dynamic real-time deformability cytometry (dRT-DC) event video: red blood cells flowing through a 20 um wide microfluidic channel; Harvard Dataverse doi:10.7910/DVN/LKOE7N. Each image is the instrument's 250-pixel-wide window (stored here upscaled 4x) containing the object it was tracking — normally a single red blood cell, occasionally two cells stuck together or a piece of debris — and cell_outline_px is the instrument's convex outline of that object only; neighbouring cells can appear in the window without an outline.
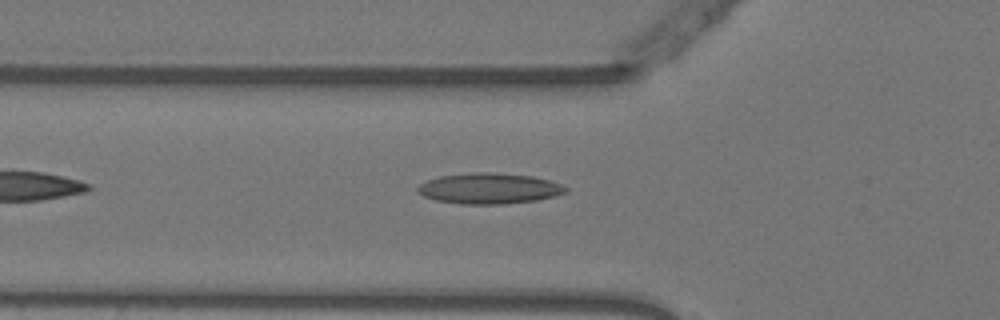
{"species": "Egyptian fruit bat (a non-hibernating species)", "species_latin": "Rousettus aegyptiacus", "temperature_condition": "warm", "stored_images_in_passage": 32, "camera_frame_rate_fps": 3000, "um_per_image_px": 0.085, "animal": {"sex": "female"}, "frame": {"image": 1, "passage_image": 3, "time_ms": 0.667, "image_size_px": [1000, 320], "cell_outline_px": [[568, 192], [556, 196], [536, 200], [504, 204], [460, 204], [436, 200], [424, 196], [416, 192], [416, 188], [420, 184], [428, 180], [440, 176], [480, 172], [488, 172], [532, 176], [548, 180], [560, 184], [568, 188]], "centroid_in_image_um": [41.58, 16.03], "position_along_channel_um": 84.2, "area_um2": 26.41}}
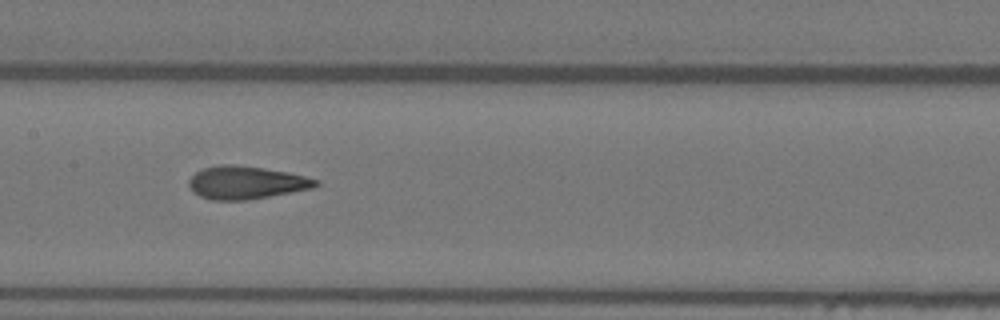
{"frame": {"image": 2, "passage_image": 11, "time_ms": 3.333, "image_size_px": [1000, 320], "cell_outline_px": [[320, 184], [312, 188], [292, 192], [244, 200], [212, 200], [200, 196], [192, 192], [188, 184], [188, 180], [196, 172], [204, 168], [220, 164], [232, 164], [264, 168], [288, 172], [320, 180]], "centroid_in_image_um": [20.91, 15.51], "position_along_channel_um": 186.5, "area_um2": 24.28}}
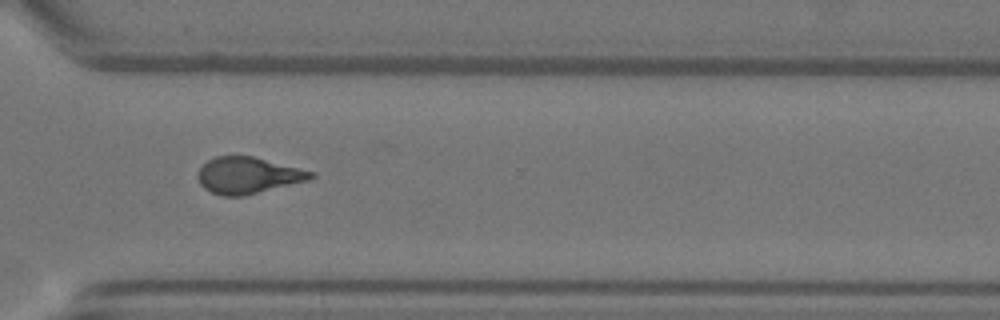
{"frame": {"image": 3, "passage_image": 24, "time_ms": 7.667, "image_size_px": [1000, 320], "cell_outline_px": [[316, 176], [308, 180], [244, 196], [220, 196], [204, 188], [200, 184], [196, 176], [200, 168], [208, 160], [216, 156], [252, 156], [316, 172]], "centroid_in_image_um": [21.07, 14.91], "position_along_channel_um": 349.5, "area_um2": 23.99}, "authors_computed_cell_mechanics": {"area_um2": 24.0159, "velocity_mm_per_s": 3.7828, "shape_relaxation_time_tau1_ms": 9.668, "shape_relaxation_time_tau2_ms": 1.6397, "deformation_change_tau1": 0.2469, "deformation_change_tau2": 0.1105}}